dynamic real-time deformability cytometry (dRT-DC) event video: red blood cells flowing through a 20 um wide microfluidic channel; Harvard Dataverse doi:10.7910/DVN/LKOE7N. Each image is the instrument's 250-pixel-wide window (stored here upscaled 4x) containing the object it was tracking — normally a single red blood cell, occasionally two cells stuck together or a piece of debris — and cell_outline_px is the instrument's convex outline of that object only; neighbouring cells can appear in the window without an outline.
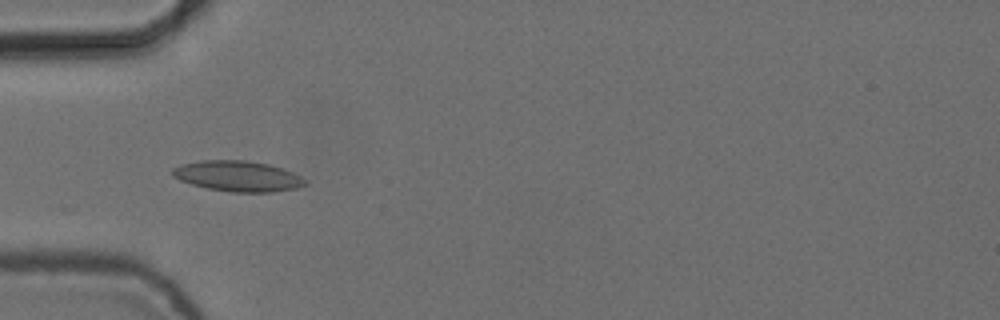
{"species": "common noctule bat (a hibernating species)", "species_latin": "Nyctalus noctula", "temperature_condition": "cold", "stored_images_in_passage": 7, "camera_frame_rate_fps": 3000, "um_per_image_px": 0.085, "animal": {"sex": "female", "body_mass_g": 24.6, "forearm_length_mm": 56.2}, "frame": {"image": 1, "passage_image": 6, "time_ms": 1.667, "image_size_px": [1000, 320], "cell_outline_px": [[308, 184], [296, 188], [272, 192], [232, 192], [208, 188], [192, 184], [180, 180], [172, 176], [172, 168], [180, 164], [200, 160], [244, 160], [268, 164], [292, 172], [300, 176]], "centroid_in_image_um": [20.18, 14.97], "position_along_channel_um": 64.8, "area_um2": 23.52}}